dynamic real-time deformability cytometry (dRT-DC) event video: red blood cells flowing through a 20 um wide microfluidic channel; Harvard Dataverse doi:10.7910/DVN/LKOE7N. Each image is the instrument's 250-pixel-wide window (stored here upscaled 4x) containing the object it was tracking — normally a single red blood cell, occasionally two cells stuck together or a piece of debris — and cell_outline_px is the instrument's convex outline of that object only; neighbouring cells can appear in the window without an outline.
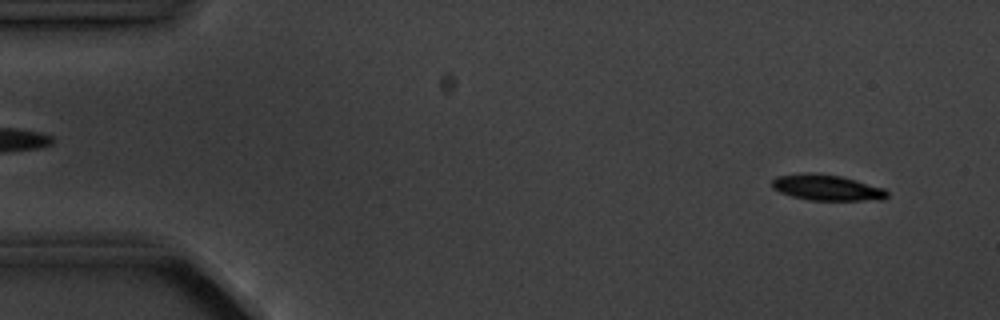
{"species": "common noctule bat (a hibernating species)", "species_latin": "Nyctalus noctula", "temperature_condition": "cold", "stored_images_in_passage": 4, "camera_frame_rate_fps": 3000, "um_per_image_px": 0.085, "animal": {"sex": "male", "body_mass_g": 20.1, "forearm_length_mm": 53.5}, "frame": {"image": 1, "passage_image": 1, "time_ms": 0.0, "image_size_px": [1000, 320], "cell_outline_px": [[888, 196], [884, 200], [808, 200], [792, 196], [780, 192], [772, 188], [772, 180], [776, 176], [804, 172], [816, 172], [840, 176], [856, 180], [884, 188], [888, 192]], "centroid_in_image_um": [70.27, 15.94], "position_along_channel_um": 14.7, "area_um2": 17.51}}